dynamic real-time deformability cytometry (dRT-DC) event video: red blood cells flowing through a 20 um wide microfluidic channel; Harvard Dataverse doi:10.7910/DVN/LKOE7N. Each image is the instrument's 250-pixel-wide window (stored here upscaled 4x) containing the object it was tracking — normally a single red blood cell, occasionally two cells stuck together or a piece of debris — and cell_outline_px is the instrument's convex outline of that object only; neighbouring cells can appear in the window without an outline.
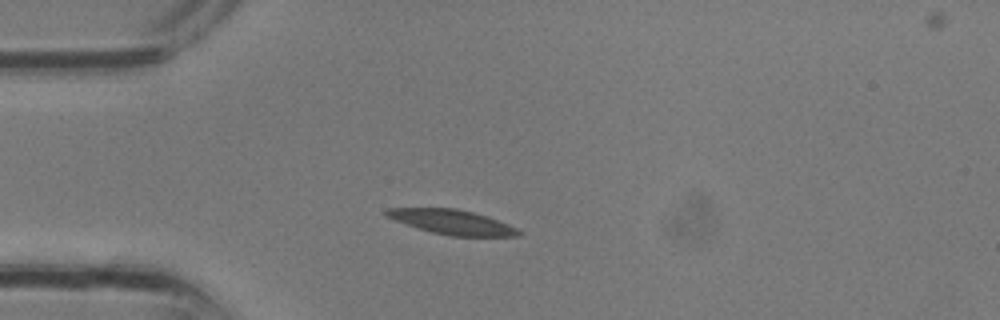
{"species": "common noctule bat (a hibernating species)", "species_latin": "Nyctalus noctula", "temperature_condition": "room temperature", "stored_images_in_passage": 2, "camera_frame_rate_fps": 3000, "um_per_image_px": 0.085, "animal": {"sex": "male", "body_mass_g": 13.3}, "frame": {"image": 1, "passage_image": 1, "time_ms": 0.0, "image_size_px": [1000, 320], "cell_outline_px": [[520, 236], [452, 236], [432, 232], [384, 216], [384, 212], [388, 208], [456, 208], [472, 212], [508, 224], [516, 228], [520, 232]], "centroid_in_image_um": [38.41, 18.87], "position_along_channel_um": 46.6, "area_um2": 18.5}}